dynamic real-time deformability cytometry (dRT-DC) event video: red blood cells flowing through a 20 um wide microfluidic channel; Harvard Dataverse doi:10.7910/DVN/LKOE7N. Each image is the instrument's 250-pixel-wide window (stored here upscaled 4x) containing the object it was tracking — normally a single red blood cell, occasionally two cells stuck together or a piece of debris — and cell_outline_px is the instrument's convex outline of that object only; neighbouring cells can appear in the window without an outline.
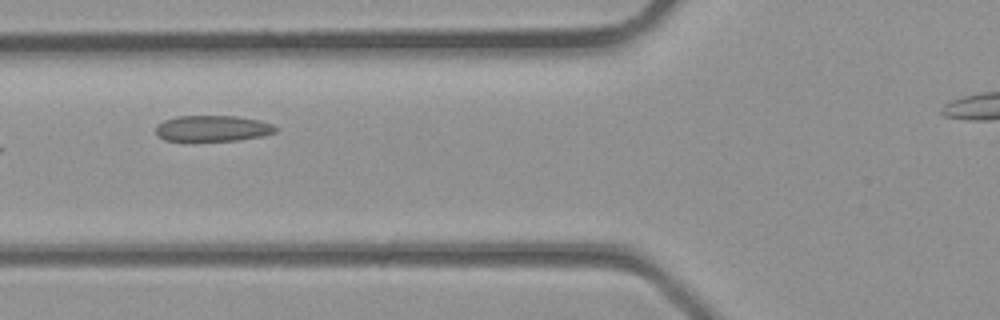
{"species": "common noctule bat (a hibernating species)", "species_latin": "Nyctalus noctula", "temperature_condition": "room temperature", "stored_images_in_passage": 7, "camera_frame_rate_fps": 3000, "um_per_image_px": 0.085, "animal": {"sex": "male", "body_mass_g": 23.1, "forearm_length_mm": 52.7}, "frame": {"image": 1, "passage_image": 5, "time_ms": 1.333, "image_size_px": [1000, 320], "cell_outline_px": [[276, 132], [260, 136], [240, 140], [192, 144], [164, 140], [156, 132], [156, 124], [164, 120], [176, 116], [236, 116], [256, 120], [272, 124], [276, 128]], "centroid_in_image_um": [17.97, 10.97], "position_along_channel_um": 107.8, "area_um2": 18.9}}